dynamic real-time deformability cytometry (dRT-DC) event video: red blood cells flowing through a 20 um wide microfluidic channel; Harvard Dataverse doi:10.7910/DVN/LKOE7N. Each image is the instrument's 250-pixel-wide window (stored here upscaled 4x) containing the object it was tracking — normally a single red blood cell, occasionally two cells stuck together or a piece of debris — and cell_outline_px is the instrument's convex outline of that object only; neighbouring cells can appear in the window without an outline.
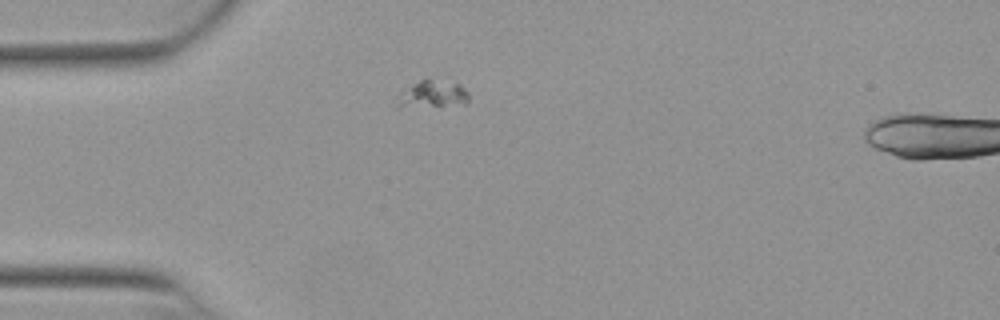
{"species": "Egyptian fruit bat (a non-hibernating species)", "species_latin": "Rousettus aegyptiacus", "temperature_condition": "warm", "stored_images_in_passage": 41, "camera_frame_rate_fps": 3000, "um_per_image_px": 0.085, "animal": {"sex": "female"}, "frame": {"image": 1, "passage_image": 1, "time_ms": 0.0, "image_size_px": [1000, 320], "cell_outline_px": [[468, 100], [464, 104], [440, 108], [396, 108], [396, 96], [412, 84], [428, 76], [460, 84], [468, 92]], "centroid_in_image_um": [36.73, 8.04], "position_along_channel_um": 48.3, "area_um2": 12.43}}
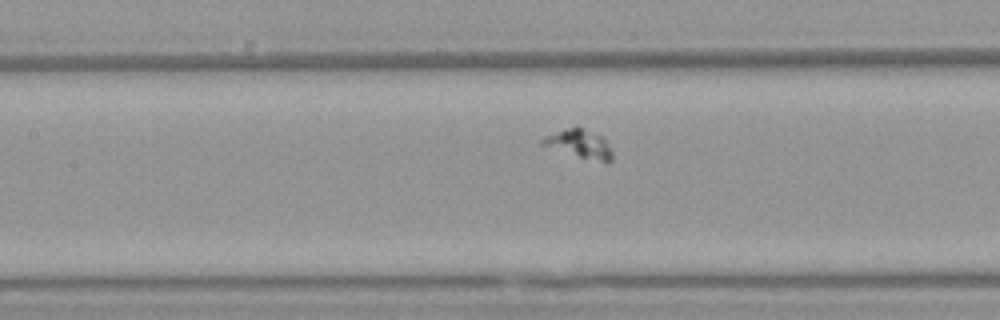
{"frame": {"image": 2, "passage_image": 11, "time_ms": 3.333, "image_size_px": [1000, 320], "cell_outline_px": [[612, 160], [608, 164], [604, 164], [540, 144], [540, 140], [544, 136], [564, 128], [576, 124], [604, 136], [612, 152]], "centroid_in_image_um": [49.3, 12.2], "position_along_channel_um": 158.1, "area_um2": 12.02}}
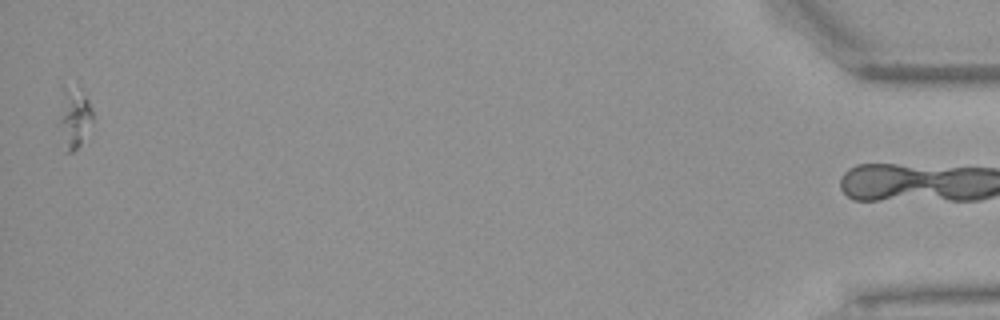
{"frame": {"image": 3, "passage_image": 40, "time_ms": 13.0, "image_size_px": [1000, 320], "cell_outline_px": [[92, 120], [80, 144], [72, 152], [64, 152], [56, 124], [60, 80], [76, 80], [88, 100], [92, 108]], "centroid_in_image_um": [6.16, 9.76], "position_along_channel_um": 429.0, "area_um2": 13.76}}